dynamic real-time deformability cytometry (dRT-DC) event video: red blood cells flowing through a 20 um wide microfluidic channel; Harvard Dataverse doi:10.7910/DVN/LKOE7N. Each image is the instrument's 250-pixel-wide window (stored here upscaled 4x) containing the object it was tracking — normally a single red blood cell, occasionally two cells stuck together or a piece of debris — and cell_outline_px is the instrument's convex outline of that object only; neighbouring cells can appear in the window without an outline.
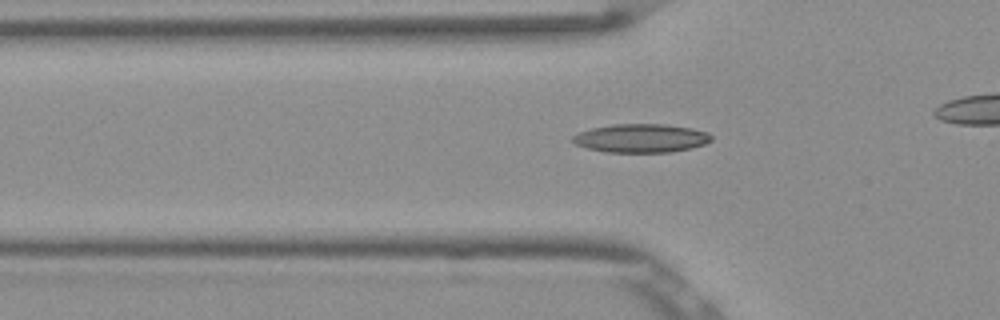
{"species": "Egyptian fruit bat (a non-hibernating species)", "species_latin": "Rousettus aegyptiacus", "temperature_condition": "room temperature", "stored_images_in_passage": 43, "camera_frame_rate_fps": 3000, "um_per_image_px": 0.085, "frame": {"image": 1, "passage_image": 18, "time_ms": 5.667, "image_size_px": [1000, 320], "cell_outline_px": [[712, 140], [704, 144], [692, 148], [672, 152], [604, 152], [588, 148], [576, 144], [572, 140], [572, 136], [580, 132], [592, 128], [612, 124], [664, 124], [692, 128], [708, 132], [712, 136]], "centroid_in_image_um": [54.52, 11.75], "position_along_channel_um": 71.3, "area_um2": 23.12}}
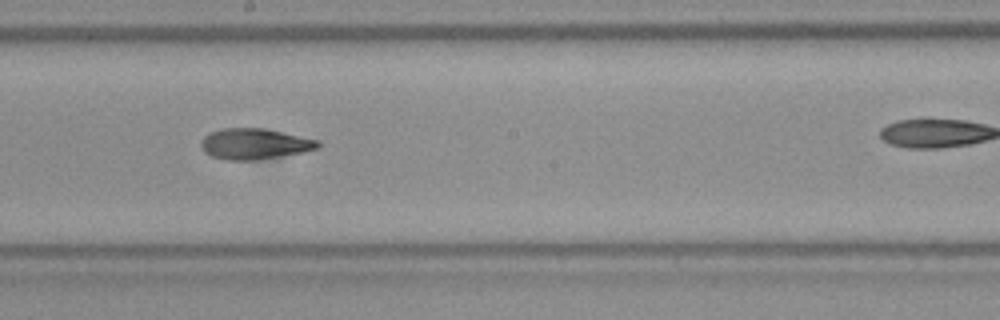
{"frame": {"image": 2, "passage_image": 30, "time_ms": 9.667, "image_size_px": [1000, 320], "cell_outline_px": [[320, 148], [304, 152], [260, 160], [228, 160], [212, 156], [204, 152], [200, 144], [204, 136], [212, 132], [224, 128], [264, 128], [320, 140]], "centroid_in_image_um": [21.68, 12.23], "position_along_channel_um": 226.5, "area_um2": 21.1}}
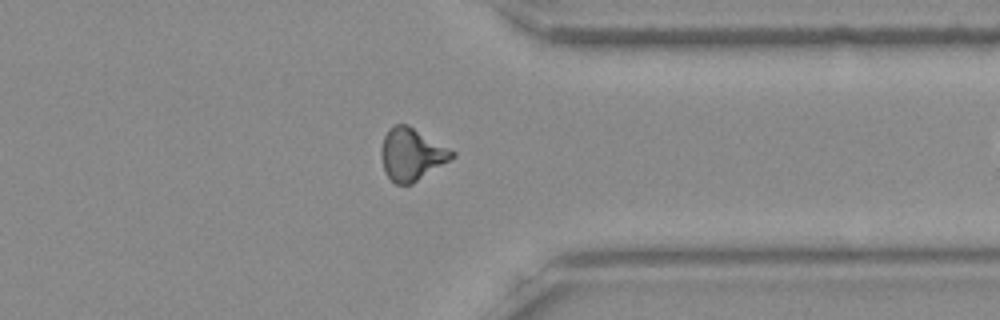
{"frame": {"image": 3, "passage_image": 42, "time_ms": 13.667, "image_size_px": [1000, 320], "cell_outline_px": [[456, 156], [412, 184], [396, 184], [384, 172], [380, 156], [380, 148], [384, 136], [388, 128], [396, 124], [408, 124], [456, 152]], "centroid_in_image_um": [34.96, 13.1], "position_along_channel_um": 376.4, "area_um2": 21.68}}